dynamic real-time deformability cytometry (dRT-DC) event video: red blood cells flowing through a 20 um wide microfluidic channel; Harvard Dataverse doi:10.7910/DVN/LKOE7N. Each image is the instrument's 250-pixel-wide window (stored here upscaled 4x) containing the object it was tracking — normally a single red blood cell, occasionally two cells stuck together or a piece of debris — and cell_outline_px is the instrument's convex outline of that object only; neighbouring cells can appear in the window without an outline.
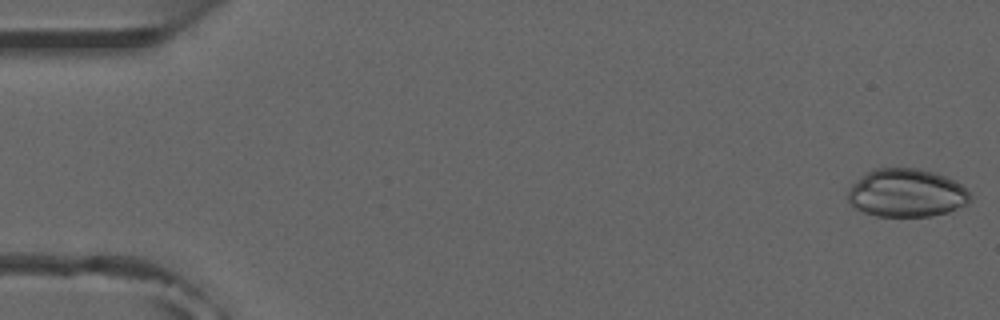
{"species": "common noctule bat (a hibernating species)", "species_latin": "Nyctalus noctula", "temperature_condition": "room temperature", "stored_images_in_passage": 10, "camera_frame_rate_fps": 3000, "um_per_image_px": 0.085, "animal": {"sex": "male", "forearm_length_mm": 52.5}, "frame": {"image": 1, "passage_image": 1, "time_ms": 0.0, "image_size_px": [1000, 320], "cell_outline_px": [[972, 200], [968, 204], [948, 212], [932, 216], [876, 216], [864, 212], [856, 208], [848, 200], [848, 188], [864, 172], [876, 168], [916, 168], [936, 172], [956, 180], [972, 196]], "centroid_in_image_um": [77.07, 16.39], "position_along_channel_um": 7.9, "area_um2": 34.68}}